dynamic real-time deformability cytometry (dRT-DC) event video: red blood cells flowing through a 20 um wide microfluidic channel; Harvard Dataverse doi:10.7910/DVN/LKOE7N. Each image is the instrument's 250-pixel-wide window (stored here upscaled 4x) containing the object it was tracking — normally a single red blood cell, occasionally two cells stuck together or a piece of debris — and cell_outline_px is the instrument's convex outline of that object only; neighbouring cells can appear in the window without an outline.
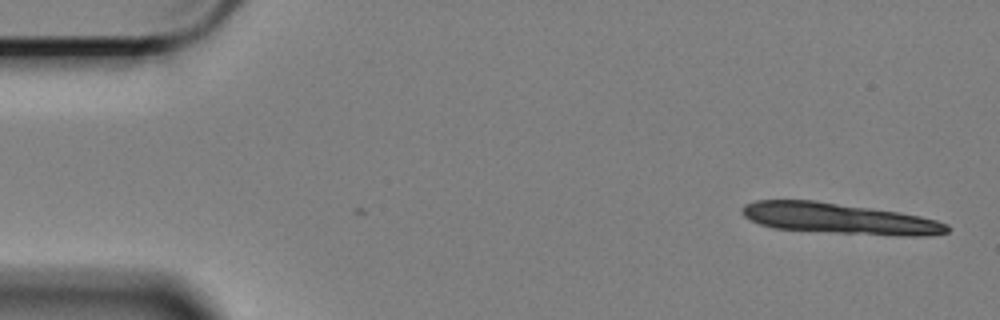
{"species": "Egyptian fruit bat (a non-hibernating species)", "species_latin": "Rousettus aegyptiacus", "temperature_condition": "cold", "stored_images_in_passage": 2, "camera_frame_rate_fps": 3000, "um_per_image_px": 0.085, "animal": {"sex": "female"}, "frame": {"image": 1, "passage_image": 2, "time_ms": 0.333, "image_size_px": [1000, 320], "cell_outline_px": [[952, 228], [948, 232], [928, 236], [900, 236], [772, 228], [760, 224], [744, 216], [740, 212], [740, 208], [744, 204], [756, 200], [812, 200], [900, 212], [920, 216], [936, 220], [948, 224]], "centroid_in_image_um": [71.35, 18.57], "position_along_channel_um": 13.6, "area_um2": 36.7}}